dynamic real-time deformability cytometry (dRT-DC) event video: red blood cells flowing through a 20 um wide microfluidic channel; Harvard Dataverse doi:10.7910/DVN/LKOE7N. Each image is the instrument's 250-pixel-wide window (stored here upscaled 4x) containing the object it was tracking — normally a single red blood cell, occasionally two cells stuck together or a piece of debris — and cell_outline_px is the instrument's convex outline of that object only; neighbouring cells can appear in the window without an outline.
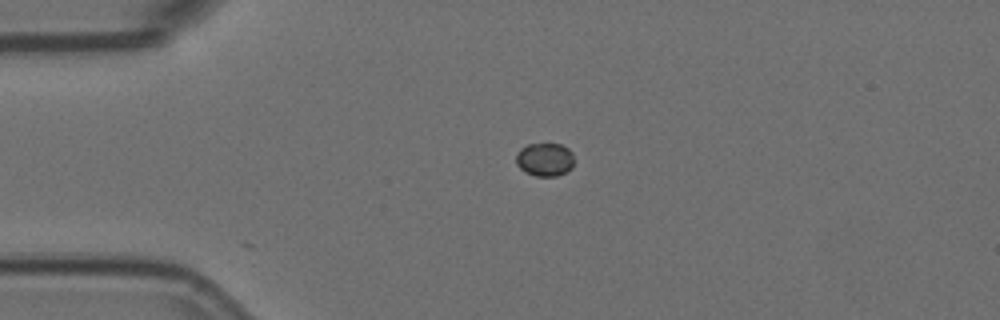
{"species": "Egyptian fruit bat (a non-hibernating species)", "species_latin": "Rousettus aegyptiacus", "temperature_condition": "room temperature", "stored_images_in_passage": 2, "camera_frame_rate_fps": 3000, "um_per_image_px": 0.085, "animal": {"sex": "female"}, "frame": {"image": 1, "passage_image": 1, "time_ms": 0.0, "image_size_px": [1000, 320], "cell_outline_px": [[572, 168], [556, 176], [536, 176], [524, 172], [516, 164], [516, 156], [520, 148], [528, 144], [560, 144], [568, 148], [572, 152]], "centroid_in_image_um": [46.28, 13.56], "position_along_channel_um": 38.7, "area_um2": 11.21}}